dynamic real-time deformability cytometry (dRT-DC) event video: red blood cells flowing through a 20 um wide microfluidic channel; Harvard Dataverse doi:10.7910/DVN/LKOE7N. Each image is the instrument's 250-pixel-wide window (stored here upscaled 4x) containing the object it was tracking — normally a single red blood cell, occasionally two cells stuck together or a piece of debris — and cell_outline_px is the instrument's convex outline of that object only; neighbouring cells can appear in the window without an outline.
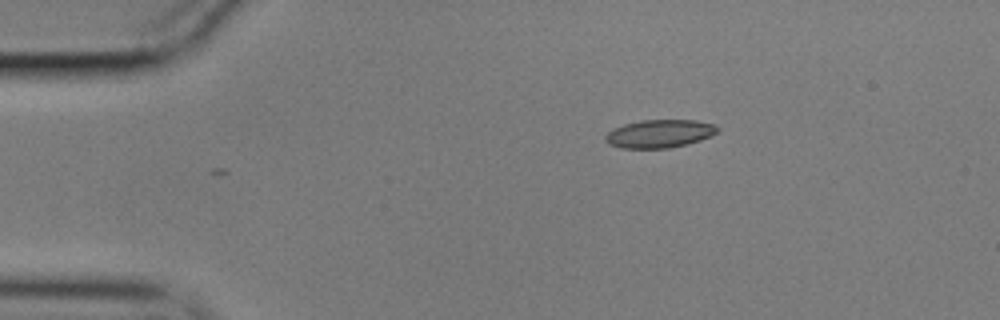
{"species": "common noctule bat (a hibernating species)", "species_latin": "Nyctalus noctula", "temperature_condition": "cold", "stored_images_in_passage": 47, "camera_frame_rate_fps": 3000, "um_per_image_px": 0.085, "animal": {"sex": "male", "body_mass_g": 17.9}, "frame": {"image": 1, "passage_image": 1, "time_ms": 0.0, "image_size_px": [1000, 320], "cell_outline_px": [[720, 128], [716, 132], [700, 140], [668, 148], [620, 148], [608, 144], [604, 140], [604, 136], [608, 132], [624, 124], [640, 120], [696, 120], [716, 124]], "centroid_in_image_um": [56.04, 11.35], "position_along_channel_um": 29.0, "area_um2": 18.26}}
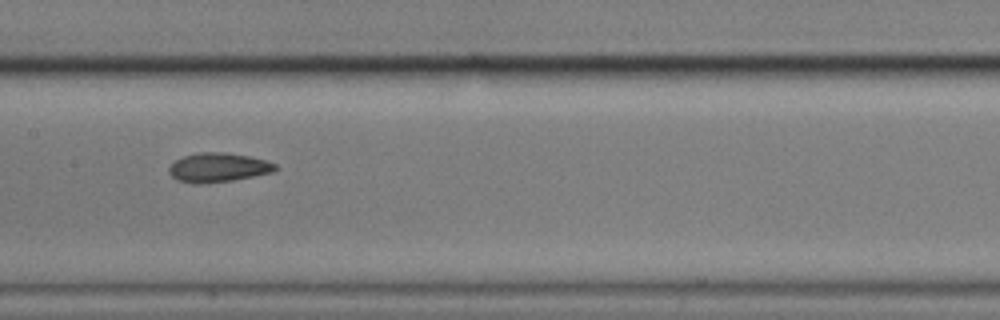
{"frame": {"image": 2, "passage_image": 19, "time_ms": 6.0, "image_size_px": [1000, 320], "cell_outline_px": [[280, 168], [272, 172], [232, 180], [200, 184], [192, 184], [176, 180], [168, 172], [168, 168], [176, 160], [184, 156], [200, 152], [224, 152], [248, 156], [268, 160], [276, 164]], "centroid_in_image_um": [18.55, 14.24], "position_along_channel_um": 188.9, "area_um2": 18.15}}
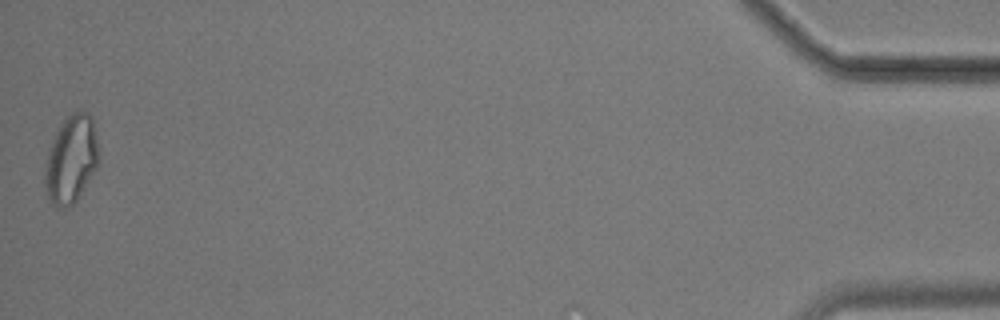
{"frame": {"image": 3, "passage_image": 47, "time_ms": 15.333, "image_size_px": [1000, 320], "cell_outline_px": [[100, 160], [96, 168], [76, 200], [68, 208], [56, 208], [52, 204], [48, 196], [44, 180], [44, 172], [48, 152], [52, 140], [56, 132], [64, 120], [72, 112], [88, 112], [92, 116]], "centroid_in_image_um": [6.05, 13.55], "position_along_channel_um": 429.2, "area_um2": 27.28}, "authors_computed_cell_mechanics": {"area_um2": 18.5538, "velocity_mm_per_s": 3.5512, "shape_relaxation_time_tau1_ms": null, "shape_relaxation_time_tau2_ms": 2.6475, "deformation_change_tau1": null, "deformation_change_tau2": 0.0604}}